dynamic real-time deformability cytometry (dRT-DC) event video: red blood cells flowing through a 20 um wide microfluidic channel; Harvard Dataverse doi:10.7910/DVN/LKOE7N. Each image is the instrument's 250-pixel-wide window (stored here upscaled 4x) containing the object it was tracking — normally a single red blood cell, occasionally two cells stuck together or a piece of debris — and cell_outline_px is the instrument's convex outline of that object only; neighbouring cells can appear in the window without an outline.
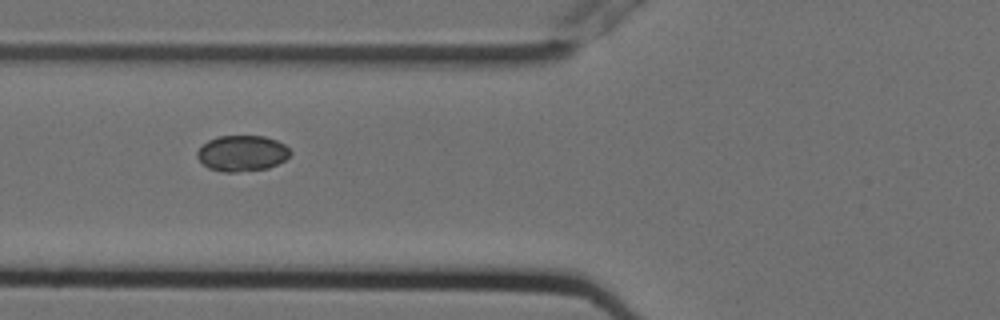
{"species": "Egyptian fruit bat (a non-hibernating species)", "species_latin": "Rousettus aegyptiacus", "temperature_condition": "cold", "stored_images_in_passage": 3, "camera_frame_rate_fps": 3000, "um_per_image_px": 0.085, "animal": {"sex": "female"}, "frame": {"image": 1, "passage_image": 2, "time_ms": 0.333, "image_size_px": [1000, 320], "cell_outline_px": [[292, 152], [284, 160], [268, 168], [236, 172], [224, 172], [208, 168], [196, 156], [196, 152], [208, 140], [216, 136], [264, 136], [276, 140], [284, 144]], "centroid_in_image_um": [20.56, 13.02], "position_along_channel_um": 105.2, "area_um2": 19.36}}
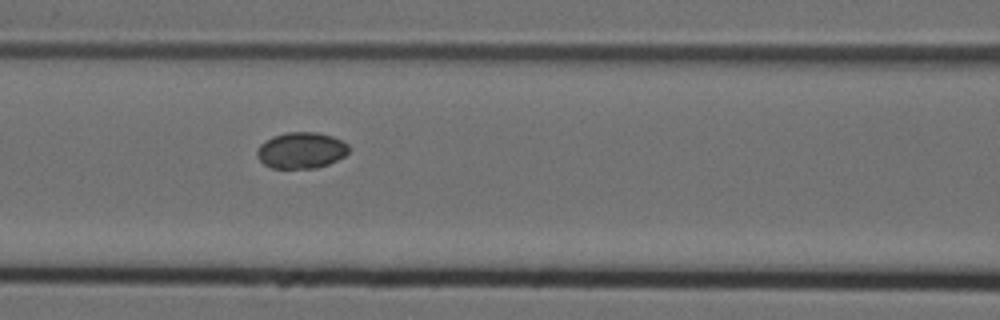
{"frame": {"image": 2, "passage_image": 3, "time_ms": 0.667, "image_size_px": [1000, 320], "cell_outline_px": [[348, 152], [344, 156], [328, 164], [316, 168], [272, 168], [264, 164], [256, 156], [256, 152], [260, 144], [264, 140], [272, 136], [288, 132], [316, 132], [332, 136], [348, 144]], "centroid_in_image_um": [25.57, 12.77], "position_along_channel_um": 141.0, "area_um2": 19.36}}